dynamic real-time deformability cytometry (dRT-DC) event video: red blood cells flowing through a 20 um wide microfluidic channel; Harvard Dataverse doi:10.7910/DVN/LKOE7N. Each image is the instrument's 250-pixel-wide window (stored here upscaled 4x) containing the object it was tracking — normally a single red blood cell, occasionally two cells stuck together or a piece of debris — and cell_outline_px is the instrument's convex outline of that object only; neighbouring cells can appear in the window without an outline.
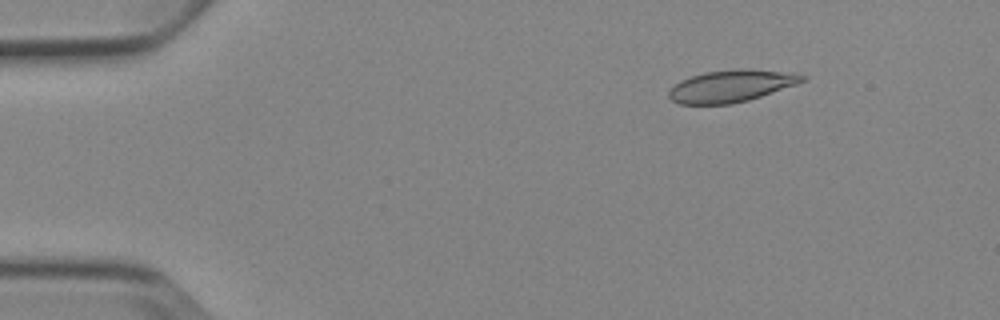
{"species": "Egyptian fruit bat (a non-hibernating species)", "species_latin": "Rousettus aegyptiacus", "temperature_condition": "cold", "stored_images_in_passage": 4, "camera_frame_rate_fps": 3000, "um_per_image_px": 0.085, "animal": {"sex": "female"}, "frame": {"image": 1, "passage_image": 2, "time_ms": 1.0, "image_size_px": [1000, 320], "cell_outline_px": [[808, 80], [748, 100], [732, 104], [680, 104], [672, 100], [668, 96], [668, 92], [680, 80], [704, 72], [740, 68], [748, 68], [796, 72], [808, 76]], "centroid_in_image_um": [62.22, 7.28], "position_along_channel_um": 22.8, "area_um2": 25.14}}